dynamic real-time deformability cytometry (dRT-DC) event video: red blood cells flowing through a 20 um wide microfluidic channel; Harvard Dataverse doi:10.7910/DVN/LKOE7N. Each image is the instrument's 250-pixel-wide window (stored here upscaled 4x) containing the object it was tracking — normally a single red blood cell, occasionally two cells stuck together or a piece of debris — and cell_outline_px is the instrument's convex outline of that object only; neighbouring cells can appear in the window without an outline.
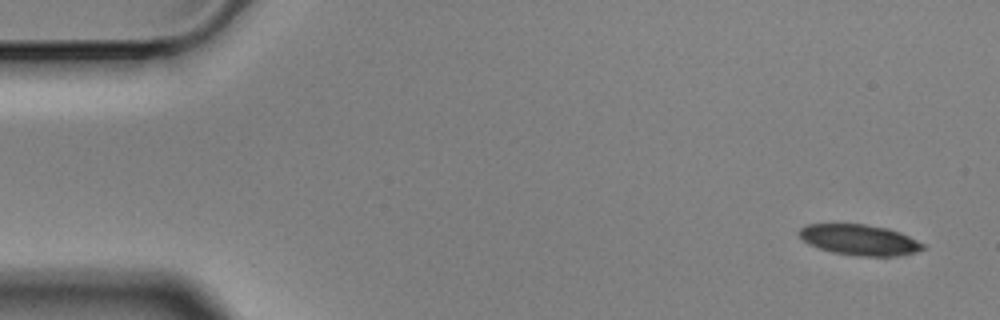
{"species": "Egyptian fruit bat (a non-hibernating species)", "species_latin": "Rousettus aegyptiacus", "temperature_condition": "cold", "stored_images_in_passage": 15, "camera_frame_rate_fps": 3000, "um_per_image_px": 0.085, "animal": {"sex": "male"}, "frame": {"image": 1, "passage_image": 1, "time_ms": 0.0, "image_size_px": [1000, 320], "cell_outline_px": [[924, 248], [912, 252], [892, 256], [856, 256], [832, 252], [808, 244], [800, 236], [800, 228], [808, 224], [864, 224], [888, 228], [908, 236], [924, 244]], "centroid_in_image_um": [73.02, 20.38], "position_along_channel_um": 12.0, "area_um2": 21.73}}
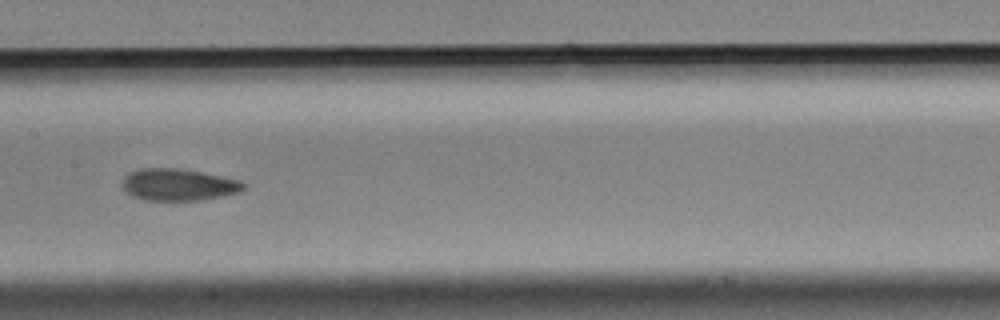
{"frame": {"image": 2, "passage_image": 7, "time_ms": 2.0, "image_size_px": [1000, 320], "cell_outline_px": [[244, 188], [240, 192], [224, 196], [200, 200], [144, 200], [132, 196], [124, 188], [124, 176], [128, 172], [140, 168], [172, 168], [200, 172], [240, 180], [244, 184]], "centroid_in_image_um": [15.16, 15.7], "position_along_channel_um": 192.2, "area_um2": 22.31}}
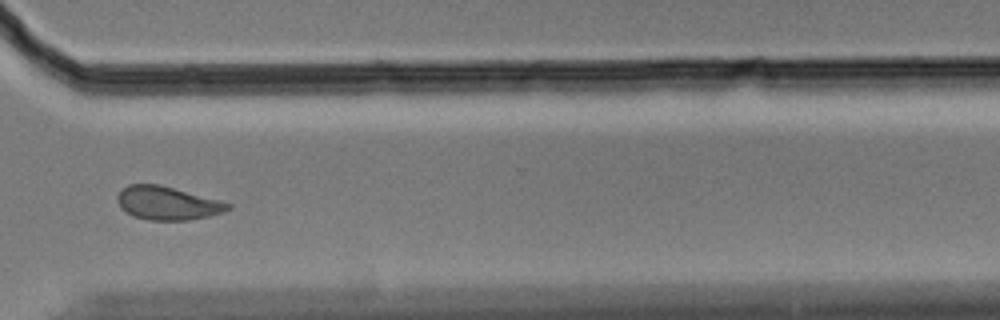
{"frame": {"image": 3, "passage_image": 11, "time_ms": 3.333, "image_size_px": [1000, 320], "cell_outline_px": [[232, 208], [224, 212], [208, 216], [188, 220], [148, 220], [132, 216], [120, 208], [116, 200], [116, 196], [128, 184], [160, 184], [220, 200], [232, 204]], "centroid_in_image_um": [14.22, 17.27], "position_along_channel_um": 356.4, "area_um2": 21.68}}